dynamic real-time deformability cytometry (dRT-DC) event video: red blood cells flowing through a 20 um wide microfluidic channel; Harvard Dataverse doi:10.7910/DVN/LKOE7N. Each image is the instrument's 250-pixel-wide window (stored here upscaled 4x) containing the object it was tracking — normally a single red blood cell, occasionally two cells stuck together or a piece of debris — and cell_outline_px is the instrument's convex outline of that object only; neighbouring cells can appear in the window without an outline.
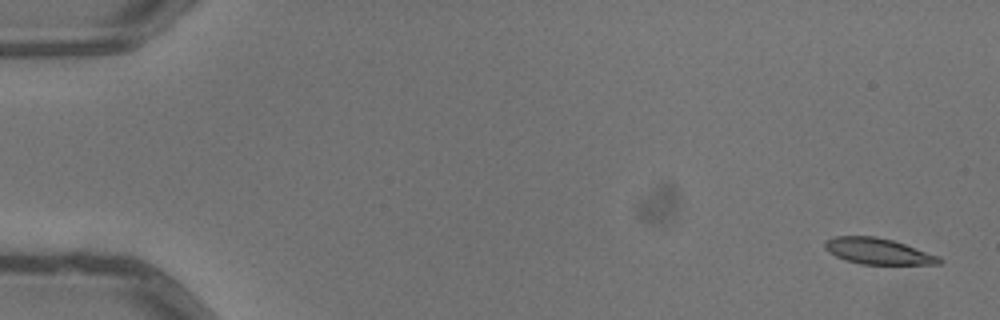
{"species": "common noctule bat (a hibernating species)", "species_latin": "Nyctalus noctula", "temperature_condition": "warm", "stored_images_in_passage": 4, "camera_frame_rate_fps": 3000, "um_per_image_px": 0.085, "animal": {"sex": "male", "body_mass_g": 13.3}, "frame": {"image": 1, "passage_image": 1, "time_ms": 0.0, "image_size_px": [1000, 320], "cell_outline_px": [[944, 260], [940, 264], [860, 264], [844, 260], [828, 252], [824, 248], [824, 240], [836, 236], [876, 236], [892, 240], [940, 256]], "centroid_in_image_um": [74.61, 21.35], "position_along_channel_um": 10.4, "area_um2": 17.46}}
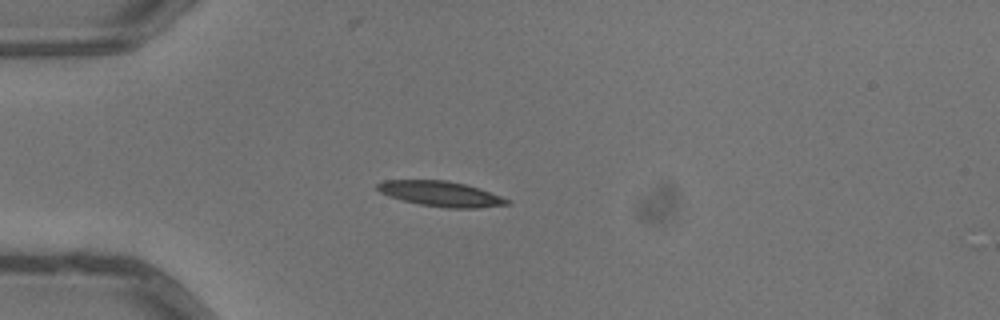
{"frame": {"image": 2, "passage_image": 4, "time_ms": 1.0, "image_size_px": [1000, 320], "cell_outline_px": [[512, 204], [480, 208], [448, 208], [420, 204], [388, 196], [380, 192], [376, 188], [376, 184], [384, 180], [448, 180], [464, 184], [500, 196], [508, 200]], "centroid_in_image_um": [37.44, 16.47], "position_along_channel_um": 47.6, "area_um2": 18.84}}